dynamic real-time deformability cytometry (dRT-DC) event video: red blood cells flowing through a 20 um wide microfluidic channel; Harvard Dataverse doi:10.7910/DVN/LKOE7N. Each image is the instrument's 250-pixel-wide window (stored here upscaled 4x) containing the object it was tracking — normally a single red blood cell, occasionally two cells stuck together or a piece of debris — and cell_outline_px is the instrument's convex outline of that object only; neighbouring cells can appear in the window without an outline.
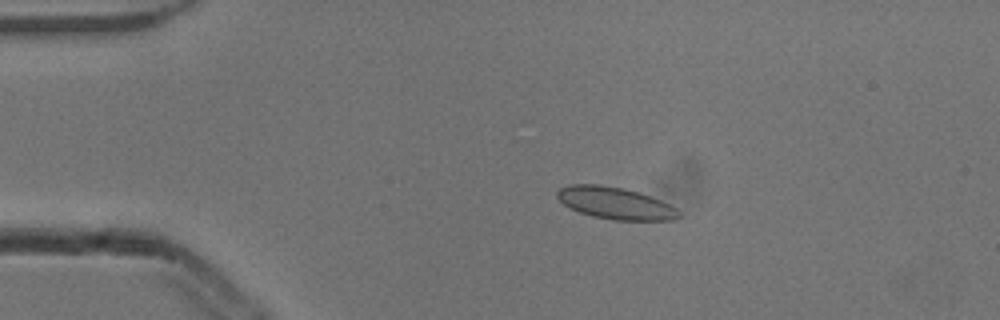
{"species": "common noctule bat (a hibernating species)", "species_latin": "Nyctalus noctula", "temperature_condition": "cold", "stored_images_in_passage": 53, "camera_frame_rate_fps": 3000, "um_per_image_px": 0.085, "animal": {"sex": "male", "body_mass_g": 13.3}, "frame": {"image": 1, "passage_image": 11, "time_ms": 3.333, "image_size_px": [1000, 320], "cell_outline_px": [[684, 216], [676, 220], [616, 220], [592, 216], [568, 208], [556, 196], [556, 192], [560, 188], [572, 184], [600, 184], [640, 192], [660, 200], [676, 208]], "centroid_in_image_um": [52.32, 17.27], "position_along_channel_um": 32.7, "area_um2": 22.72}}
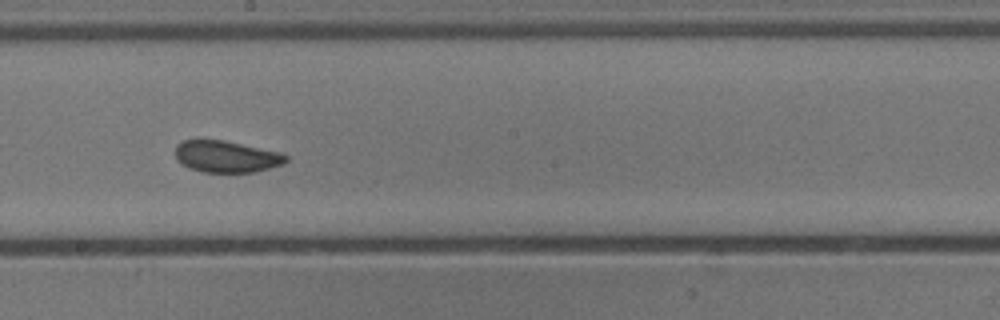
{"frame": {"image": 2, "passage_image": 30, "time_ms": 9.667, "image_size_px": [1000, 320], "cell_outline_px": [[288, 160], [284, 164], [256, 172], [204, 172], [180, 164], [176, 156], [176, 144], [184, 140], [224, 140], [280, 152], [288, 156]], "centroid_in_image_um": [19.27, 13.31], "position_along_channel_um": 228.9, "area_um2": 20.4}}
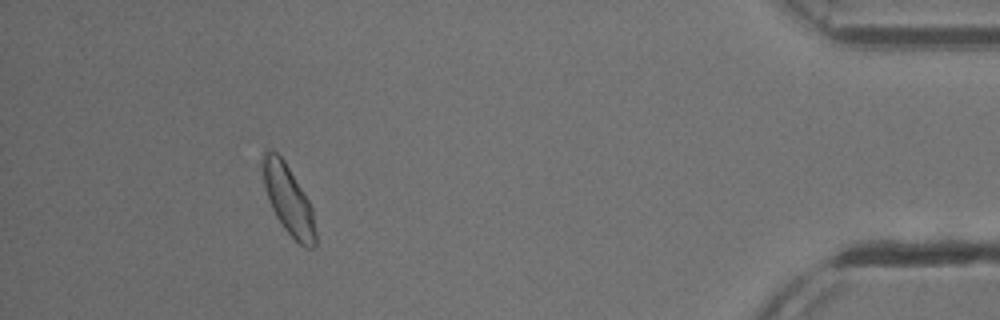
{"frame": {"image": 3, "passage_image": 49, "time_ms": 16.0, "image_size_px": [1000, 320], "cell_outline_px": [[316, 248], [304, 248], [284, 228], [276, 216], [268, 200], [264, 184], [264, 152], [268, 148], [272, 148], [284, 160], [308, 200], [312, 208], [316, 232]], "centroid_in_image_um": [24.54, 17.02], "position_along_channel_um": 410.7, "area_um2": 20.87}, "authors_computed_cell_mechanics": {"area_um2": 21.386, "velocity_mm_per_s": 3.8414, "shape_relaxation_time_tau1_ms": 7.8493, "shape_relaxation_time_tau2_ms": 0.7447, "deformation_change_tau1": 0.0727, "deformation_change_tau2": 0.0588}}